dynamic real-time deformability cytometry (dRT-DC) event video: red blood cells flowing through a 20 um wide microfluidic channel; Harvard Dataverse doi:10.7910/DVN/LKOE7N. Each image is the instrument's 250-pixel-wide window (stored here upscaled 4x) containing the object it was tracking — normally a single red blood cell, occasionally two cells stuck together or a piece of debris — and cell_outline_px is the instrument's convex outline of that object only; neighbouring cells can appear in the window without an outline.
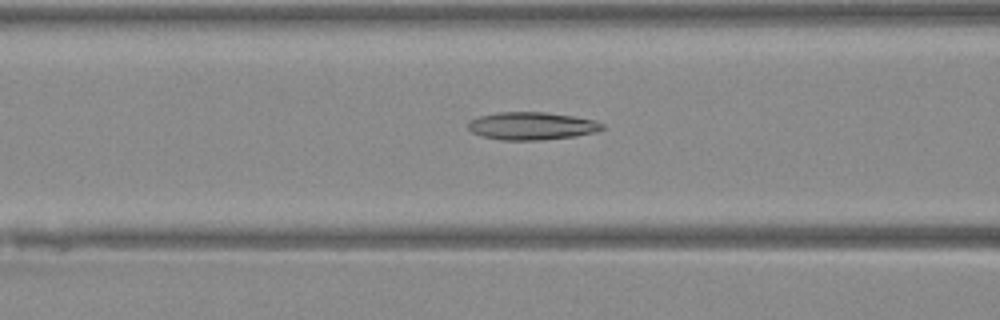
{"species": "Egyptian fruit bat (a non-hibernating species)", "species_latin": "Rousettus aegyptiacus", "temperature_condition": "warm", "stored_images_in_passage": 44, "camera_frame_rate_fps": 3000, "um_per_image_px": 0.085, "animal": {"sex": "female"}, "frame": {"image": 1, "passage_image": 20, "time_ms": 6.333, "image_size_px": [1000, 320], "cell_outline_px": [[604, 128], [596, 132], [576, 136], [540, 140], [500, 140], [480, 136], [472, 132], [468, 128], [468, 120], [480, 116], [500, 112], [544, 112], [572, 116], [592, 120], [604, 124]], "centroid_in_image_um": [45.17, 10.71], "position_along_channel_um": 121.4, "area_um2": 21.68}}
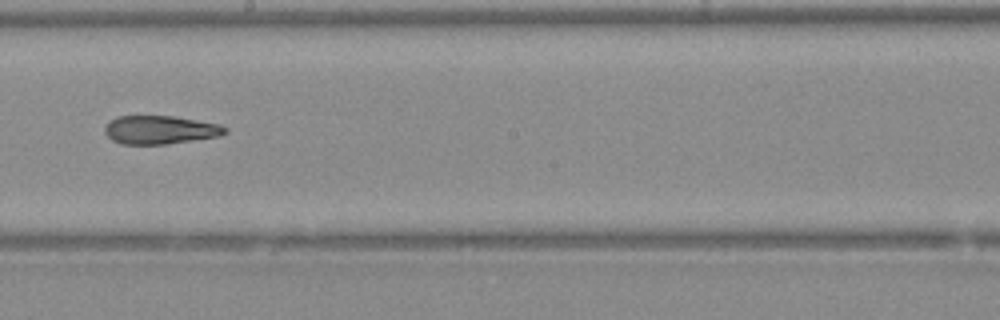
{"frame": {"image": 2, "passage_image": 28, "time_ms": 9.0, "image_size_px": [1000, 320], "cell_outline_px": [[228, 132], [220, 136], [164, 144], [124, 144], [112, 140], [104, 132], [104, 128], [108, 120], [116, 116], [172, 116], [220, 124], [228, 128]], "centroid_in_image_um": [13.59, 11.03], "position_along_channel_um": 234.6, "area_um2": 19.94}}
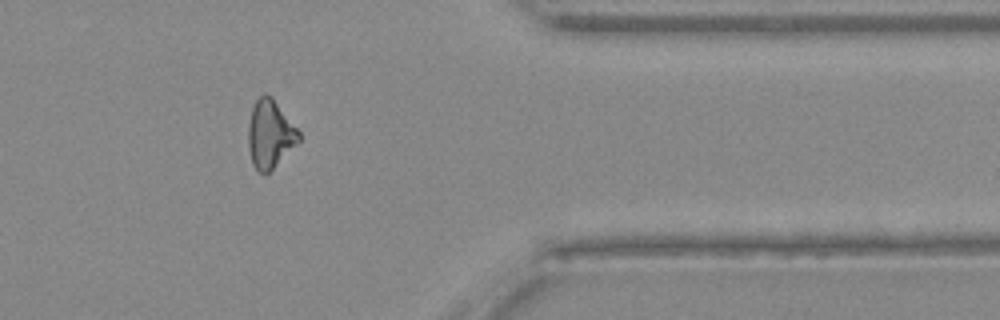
{"frame": {"image": 3, "passage_image": 40, "time_ms": 13.0, "image_size_px": [1000, 320], "cell_outline_px": [[300, 140], [268, 172], [260, 172], [252, 164], [248, 148], [248, 128], [252, 108], [256, 100], [264, 92], [272, 96], [300, 132]], "centroid_in_image_um": [22.94, 11.35], "position_along_channel_um": 388.5, "area_um2": 19.77}}